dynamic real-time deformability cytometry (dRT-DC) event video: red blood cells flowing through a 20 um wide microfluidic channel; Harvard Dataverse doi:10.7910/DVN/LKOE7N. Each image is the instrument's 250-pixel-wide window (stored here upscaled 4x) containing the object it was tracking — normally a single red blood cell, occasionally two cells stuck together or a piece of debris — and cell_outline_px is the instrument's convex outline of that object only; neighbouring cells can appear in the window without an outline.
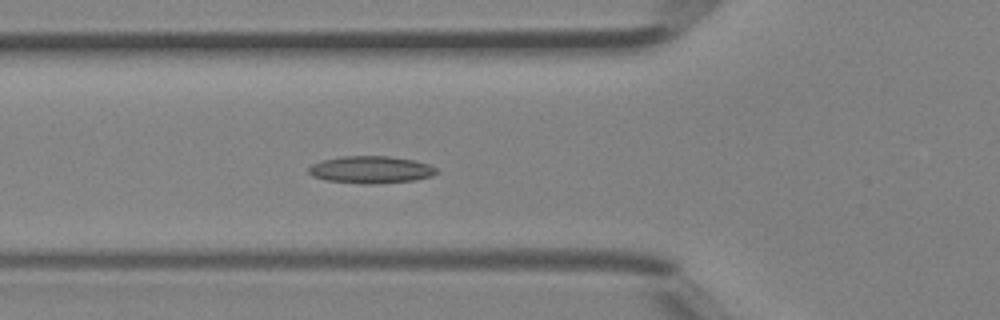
{"species": "Egyptian fruit bat (a non-hibernating species)", "species_latin": "Rousettus aegyptiacus", "temperature_condition": "room temperature", "stored_images_in_passage": 21, "camera_frame_rate_fps": 3000, "um_per_image_px": 0.085, "animal": {"sex": "female"}, "frame": {"image": 1, "passage_image": 2, "time_ms": 0.333, "image_size_px": [1000, 320], "cell_outline_px": [[440, 172], [432, 176], [416, 180], [376, 184], [364, 184], [328, 180], [312, 176], [308, 172], [308, 168], [312, 164], [320, 160], [340, 156], [388, 156], [416, 160], [428, 164], [436, 168]], "centroid_in_image_um": [31.54, 14.42], "position_along_channel_um": 94.3, "area_um2": 20.52}}
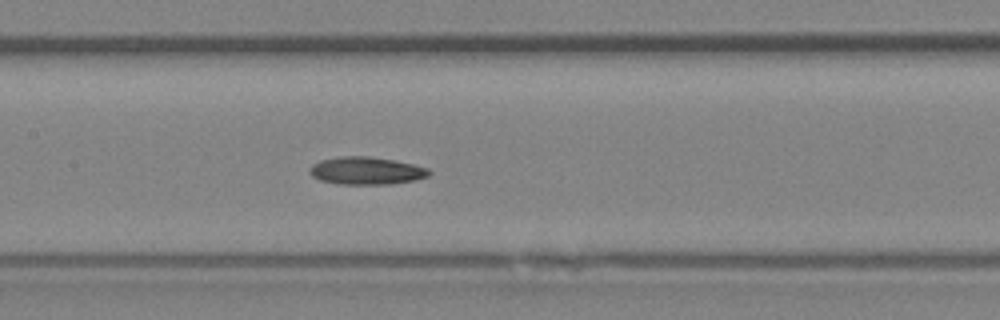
{"frame": {"image": 2, "passage_image": 7, "time_ms": 2.0, "image_size_px": [1000, 320], "cell_outline_px": [[432, 172], [428, 176], [416, 180], [388, 184], [340, 184], [320, 180], [312, 176], [308, 172], [308, 168], [312, 164], [320, 160], [340, 156], [368, 156], [392, 160], [412, 164], [428, 168]], "centroid_in_image_um": [31.1, 14.51], "position_along_channel_um": 176.3, "area_um2": 19.25}}
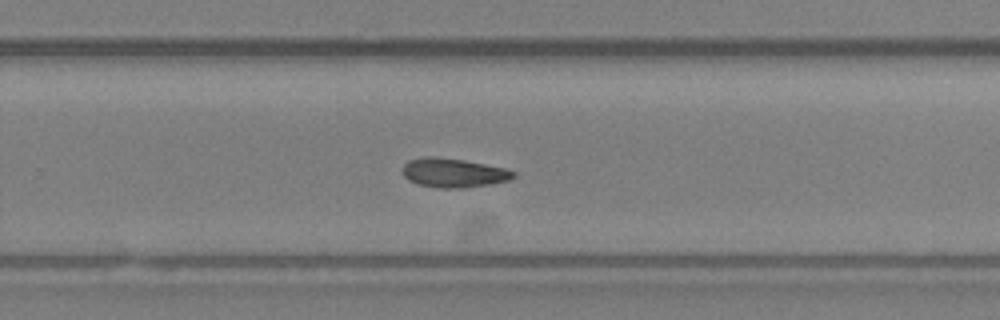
{"frame": {"image": 3, "passage_image": 14, "time_ms": 4.333, "image_size_px": [1000, 320], "cell_outline_px": [[516, 176], [508, 180], [492, 184], [464, 188], [436, 188], [420, 184], [408, 180], [404, 176], [400, 168], [408, 160], [424, 156], [436, 156], [464, 160], [504, 168], [516, 172]], "centroid_in_image_um": [38.51, 14.68], "position_along_channel_um": 291.3, "area_um2": 19.02}}